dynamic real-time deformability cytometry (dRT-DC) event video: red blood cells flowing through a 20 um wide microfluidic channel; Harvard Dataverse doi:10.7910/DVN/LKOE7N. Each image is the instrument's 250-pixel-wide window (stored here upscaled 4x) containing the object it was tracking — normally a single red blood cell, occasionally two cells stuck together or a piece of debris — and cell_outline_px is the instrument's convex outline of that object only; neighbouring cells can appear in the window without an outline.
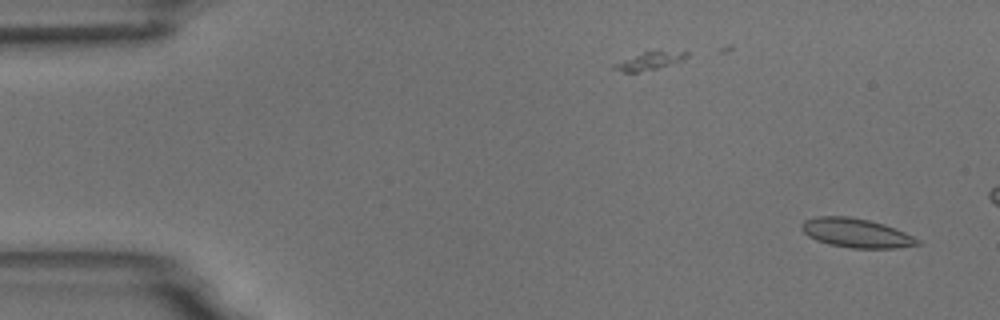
{"species": "common noctule bat (a hibernating species)", "species_latin": "Nyctalus noctula", "temperature_condition": "room temperature", "stored_images_in_passage": 3, "camera_frame_rate_fps": 3000, "um_per_image_px": 0.085, "animal": {"sex": "male", "body_mass_g": 18.8}, "frame": {"image": 1, "passage_image": 3, "time_ms": 2.333, "image_size_px": [1000, 320], "cell_outline_px": [[924, 244], [896, 248], [852, 248], [828, 244], [816, 240], [808, 236], [800, 228], [800, 224], [804, 220], [816, 216], [852, 216], [884, 224], [904, 232], [920, 240]], "centroid_in_image_um": [72.76, 19.8], "position_along_channel_um": 12.2, "area_um2": 19.83}}